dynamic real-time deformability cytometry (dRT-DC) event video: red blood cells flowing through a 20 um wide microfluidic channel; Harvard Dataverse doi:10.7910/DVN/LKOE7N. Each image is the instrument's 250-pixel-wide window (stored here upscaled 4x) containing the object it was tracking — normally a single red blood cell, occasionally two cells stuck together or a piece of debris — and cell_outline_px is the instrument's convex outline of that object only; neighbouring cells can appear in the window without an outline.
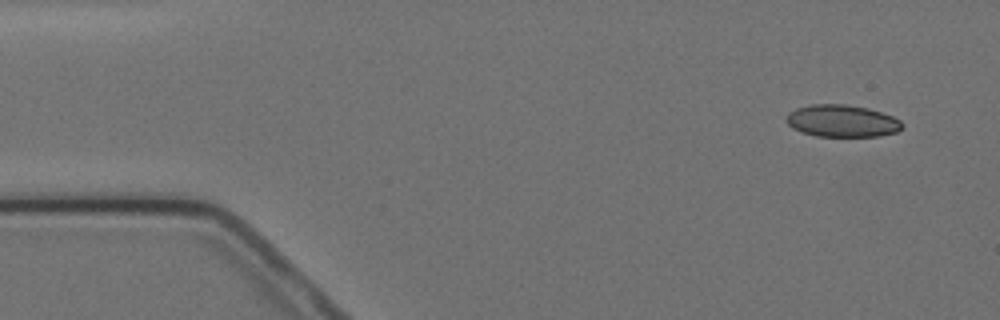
{"species": "Egyptian fruit bat (a non-hibernating species)", "species_latin": "Rousettus aegyptiacus", "temperature_condition": "cold", "stored_images_in_passage": 14, "camera_frame_rate_fps": 3000, "um_per_image_px": 0.085, "animal": {"sex": "female"}, "frame": {"image": 1, "passage_image": 1, "time_ms": 0.0, "image_size_px": [1000, 320], "cell_outline_px": [[904, 128], [896, 132], [880, 136], [816, 136], [800, 132], [792, 128], [788, 124], [788, 112], [796, 108], [812, 104], [848, 104], [868, 108], [892, 116], [900, 120], [904, 124]], "centroid_in_image_um": [71.59, 10.28], "position_along_channel_um": 13.4, "area_um2": 21.79}}
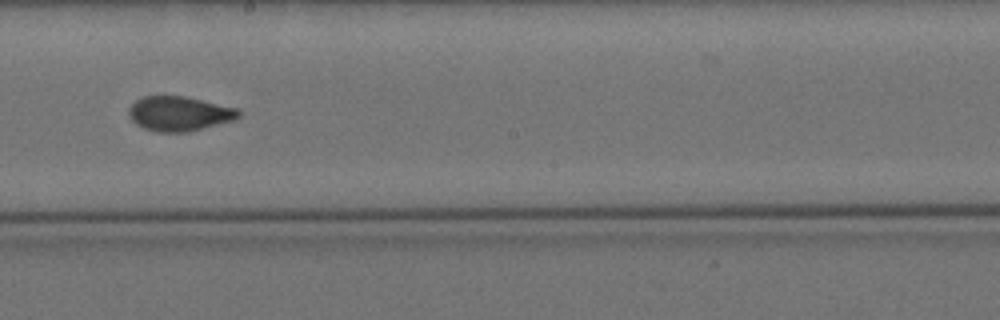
{"frame": {"image": 2, "passage_image": 8, "time_ms": 9.0, "image_size_px": [1000, 320], "cell_outline_px": [[240, 116], [236, 120], [188, 132], [156, 132], [144, 128], [136, 124], [132, 120], [128, 112], [128, 108], [136, 100], [144, 96], [184, 96], [240, 108]], "centroid_in_image_um": [15.27, 9.66], "position_along_channel_um": 232.9, "area_um2": 22.37}}
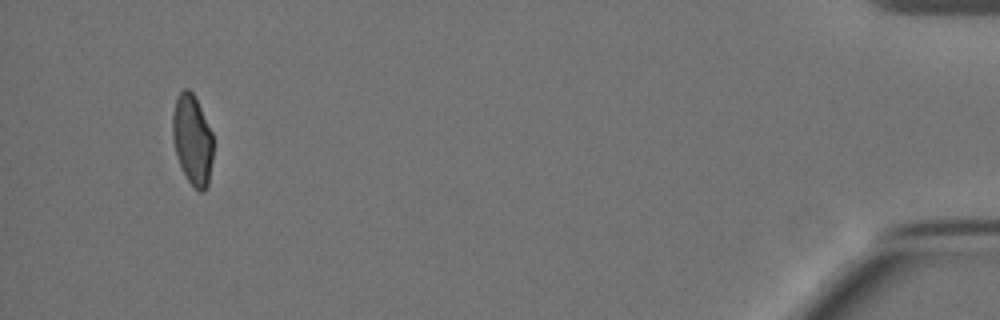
{"frame": {"image": 3, "passage_image": 14, "time_ms": 16.667, "image_size_px": [1000, 320], "cell_outline_px": [[212, 160], [208, 188], [204, 192], [200, 192], [188, 180], [176, 156], [172, 136], [172, 112], [176, 96], [184, 88], [188, 88], [192, 92], [212, 132]], "centroid_in_image_um": [16.34, 11.88], "position_along_channel_um": 418.9, "area_um2": 21.33}, "authors_computed_cell_mechanics": {"area_um2": 22.4553, "velocity_mm_per_s": 3.4748, "shape_relaxation_time_tau1_ms": null, "shape_relaxation_time_tau2_ms": 1.705, "deformation_change_tau1": null, "deformation_change_tau2": 0.0662}}